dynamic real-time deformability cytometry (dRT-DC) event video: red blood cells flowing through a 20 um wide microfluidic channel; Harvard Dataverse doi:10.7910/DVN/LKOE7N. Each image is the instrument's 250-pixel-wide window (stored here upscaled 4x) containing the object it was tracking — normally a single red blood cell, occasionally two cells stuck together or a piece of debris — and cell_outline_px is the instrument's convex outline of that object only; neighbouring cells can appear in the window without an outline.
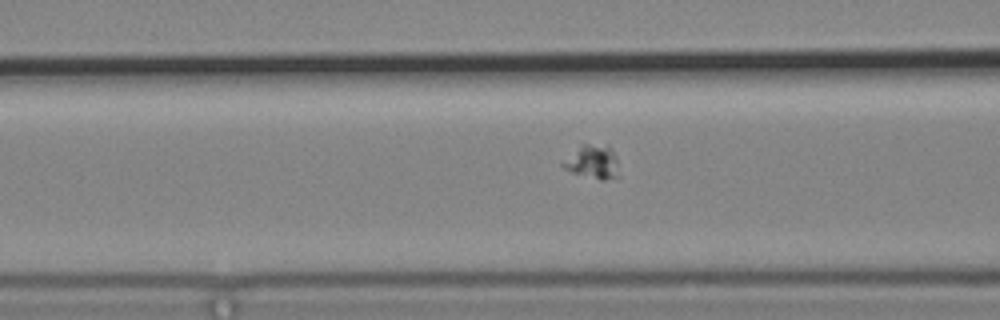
{"species": "common noctule bat (a hibernating species)", "species_latin": "Nyctalus noctula", "temperature_condition": "cold", "stored_images_in_passage": 59, "camera_frame_rate_fps": 3000, "um_per_image_px": 0.085, "animal": {"sex": "male", "body_mass_g": 19.2, "forearm_length_mm": 51.8}, "frame": {"image": 1, "passage_image": 25, "time_ms": 8.0, "image_size_px": [1000, 320], "cell_outline_px": [[616, 176], [604, 180], [600, 180], [572, 172], [564, 168], [560, 164], [580, 144], [608, 144], [612, 148], [616, 156]], "centroid_in_image_um": [50.35, 13.72], "position_along_channel_um": 116.3, "area_um2": 10.87}}
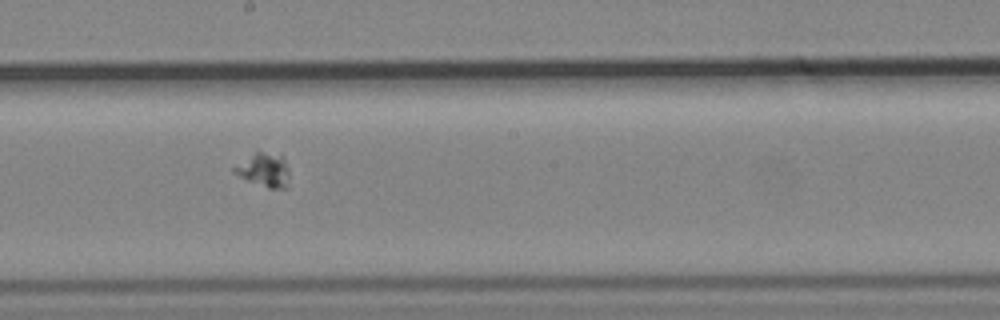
{"frame": {"image": 2, "passage_image": 34, "time_ms": 11.0, "image_size_px": [1000, 320], "cell_outline_px": [[288, 188], [268, 188], [248, 180], [232, 172], [232, 168], [256, 148], [284, 156], [288, 168]], "centroid_in_image_um": [22.43, 14.38], "position_along_channel_um": 225.8, "area_um2": 11.27}}
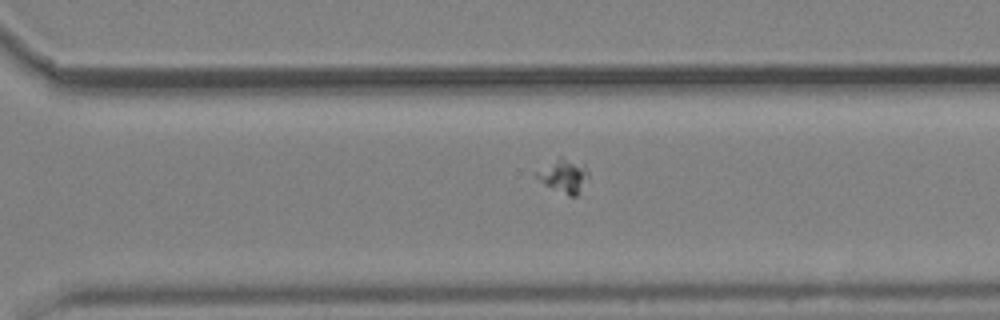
{"frame": {"image": 3, "passage_image": 42, "time_ms": 13.667, "image_size_px": [1000, 320], "cell_outline_px": [[588, 180], [580, 192], [576, 196], [568, 196], [544, 184], [536, 176], [536, 172], [560, 156], [584, 164], [588, 168]], "centroid_in_image_um": [47.98, 14.96], "position_along_channel_um": 322.6, "area_um2": 10.06}}